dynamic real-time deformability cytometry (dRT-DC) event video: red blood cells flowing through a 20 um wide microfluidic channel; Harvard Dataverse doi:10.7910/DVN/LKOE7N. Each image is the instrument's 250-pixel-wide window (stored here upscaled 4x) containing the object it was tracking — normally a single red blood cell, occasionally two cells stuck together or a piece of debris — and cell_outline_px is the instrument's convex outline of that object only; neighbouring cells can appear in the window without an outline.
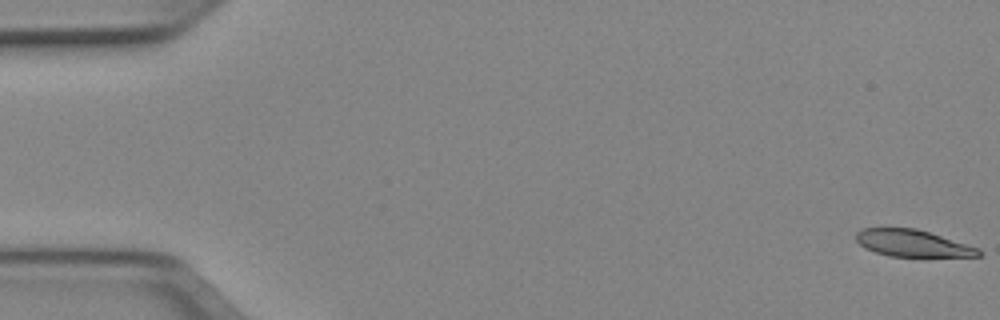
{"species": "Egyptian fruit bat (a non-hibernating species)", "species_latin": "Rousettus aegyptiacus", "temperature_condition": "cold", "stored_images_in_passage": 52, "camera_frame_rate_fps": 3000, "um_per_image_px": 0.085, "animal": {"sex": "female"}, "frame": {"image": 1, "passage_image": 1, "time_ms": 0.0, "image_size_px": [1000, 320], "cell_outline_px": [[984, 252], [980, 256], [888, 256], [864, 248], [856, 240], [856, 232], [860, 228], [916, 228], [980, 248]], "centroid_in_image_um": [77.56, 20.67], "position_along_channel_um": 7.4, "area_um2": 19.13}}
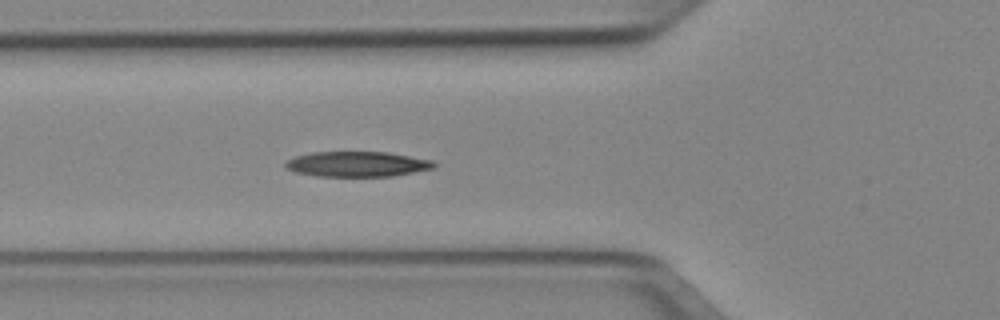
{"frame": {"image": 2, "passage_image": 19, "time_ms": 6.0, "image_size_px": [1000, 320], "cell_outline_px": [[436, 168], [392, 176], [316, 176], [296, 172], [284, 168], [284, 160], [296, 156], [312, 152], [388, 152], [432, 160], [436, 164]], "centroid_in_image_um": [30.33, 13.95], "position_along_channel_um": 95.5, "area_um2": 21.96}}
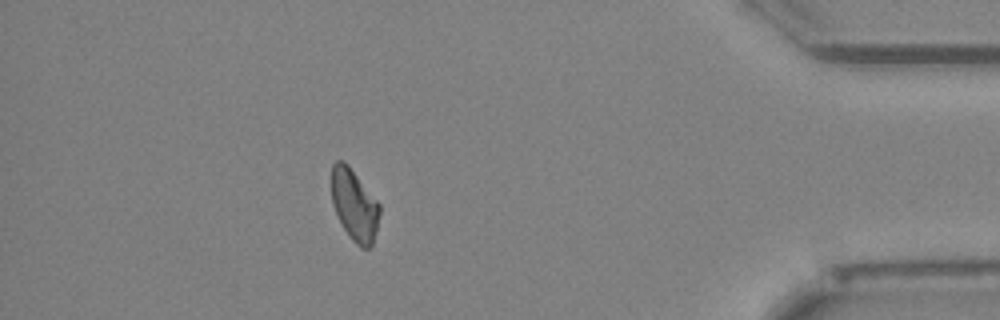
{"frame": {"image": 3, "passage_image": 46, "time_ms": 15.0, "image_size_px": [1000, 320], "cell_outline_px": [[380, 212], [372, 244], [368, 248], [360, 248], [352, 240], [344, 228], [332, 204], [332, 164], [336, 160], [344, 160], [348, 164], [380, 204]], "centroid_in_image_um": [30.12, 17.4], "position_along_channel_um": 405.1, "area_um2": 19.83}, "authors_computed_cell_mechanics": {"area_um2": 21.386, "velocity_mm_per_s": 3.9519, "shape_relaxation_time_tau1_ms": 4.085, "shape_relaxation_time_tau2_ms": null, "deformation_change_tau1": 0.1397, "deformation_change_tau2": null}}